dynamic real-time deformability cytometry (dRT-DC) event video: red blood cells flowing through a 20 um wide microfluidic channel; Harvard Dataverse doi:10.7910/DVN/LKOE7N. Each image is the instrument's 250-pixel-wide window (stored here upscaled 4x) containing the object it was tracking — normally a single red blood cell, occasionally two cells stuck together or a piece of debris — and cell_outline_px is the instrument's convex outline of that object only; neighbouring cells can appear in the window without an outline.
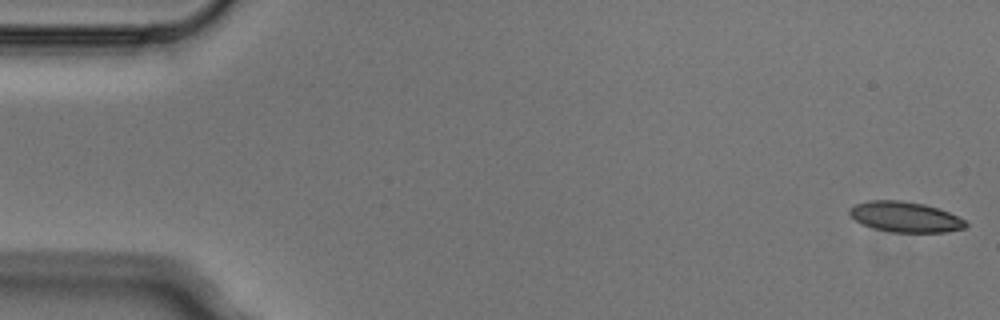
{"species": "Egyptian fruit bat (a non-hibernating species)", "species_latin": "Rousettus aegyptiacus", "temperature_condition": "cold", "stored_images_in_passage": 4, "camera_frame_rate_fps": 3000, "um_per_image_px": 0.085, "animal": {"sex": "male"}, "frame": {"image": 1, "passage_image": 1, "time_ms": 0.0, "image_size_px": [1000, 320], "cell_outline_px": [[968, 224], [964, 228], [944, 232], [892, 232], [872, 228], [856, 220], [848, 212], [848, 208], [856, 204], [868, 200], [900, 200], [924, 204], [948, 212], [964, 220]], "centroid_in_image_um": [76.91, 18.43], "position_along_channel_um": 8.1, "area_um2": 20.4}}
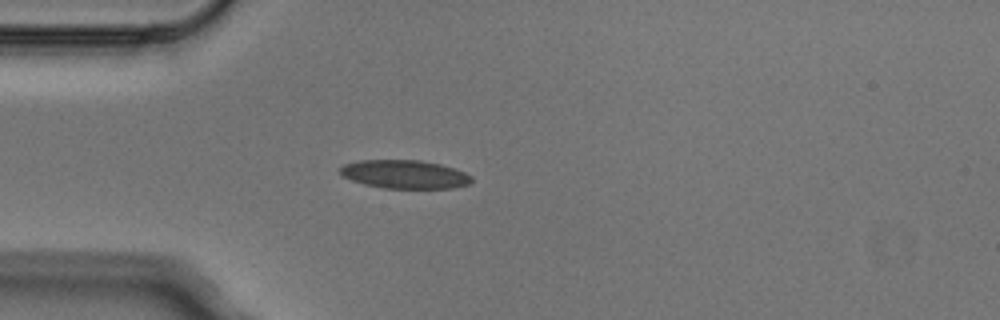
{"frame": {"image": 2, "passage_image": 4, "time_ms": 1.0, "image_size_px": [1000, 320], "cell_outline_px": [[472, 180], [468, 184], [452, 188], [384, 188], [364, 184], [352, 180], [344, 176], [340, 172], [340, 168], [344, 164], [360, 160], [420, 160], [440, 164], [464, 172], [472, 176]], "centroid_in_image_um": [34.39, 14.81], "position_along_channel_um": 50.6, "area_um2": 21.62}}